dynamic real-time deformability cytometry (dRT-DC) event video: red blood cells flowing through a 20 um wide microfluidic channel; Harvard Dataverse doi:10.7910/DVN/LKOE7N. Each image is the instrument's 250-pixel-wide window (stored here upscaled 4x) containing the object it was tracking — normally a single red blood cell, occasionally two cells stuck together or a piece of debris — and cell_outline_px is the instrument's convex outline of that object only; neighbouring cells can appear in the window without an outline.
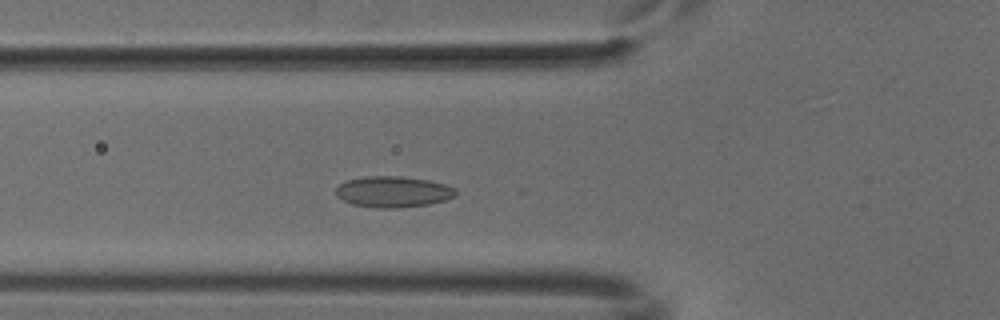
{"species": "common noctule bat (a hibernating species)", "species_latin": "Nyctalus noctula", "temperature_condition": "cold", "stored_images_in_passage": 47, "camera_frame_rate_fps": 3000, "um_per_image_px": 0.085, "animal": {"sex": "male", "body_mass_g": 18.8}, "frame": {"image": 1, "passage_image": 13, "time_ms": 4.0, "image_size_px": [1000, 320], "cell_outline_px": [[456, 196], [444, 200], [428, 204], [400, 208], [376, 208], [352, 204], [336, 196], [336, 188], [340, 184], [348, 180], [368, 176], [400, 176], [428, 180], [444, 184], [456, 188]], "centroid_in_image_um": [33.42, 16.3], "position_along_channel_um": 92.4, "area_um2": 21.62}}
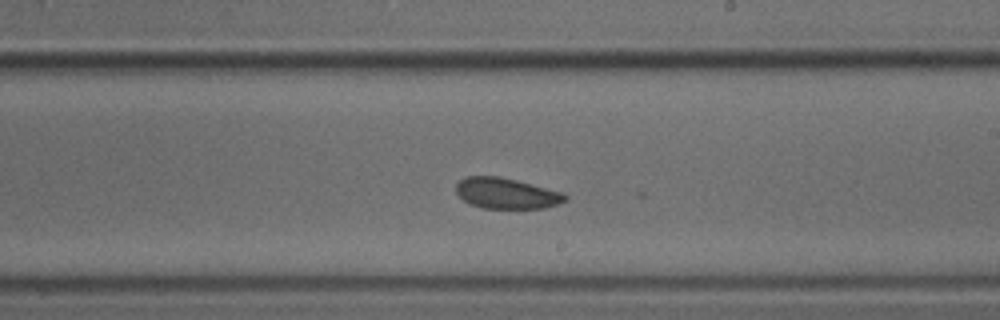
{"frame": {"image": 2, "passage_image": 25, "time_ms": 8.0, "image_size_px": [1000, 320], "cell_outline_px": [[568, 200], [544, 208], [484, 208], [472, 204], [464, 200], [456, 192], [456, 184], [464, 176], [500, 176], [564, 192], [568, 196]], "centroid_in_image_um": [43.07, 16.42], "position_along_channel_um": 245.9, "area_um2": 19.54}}
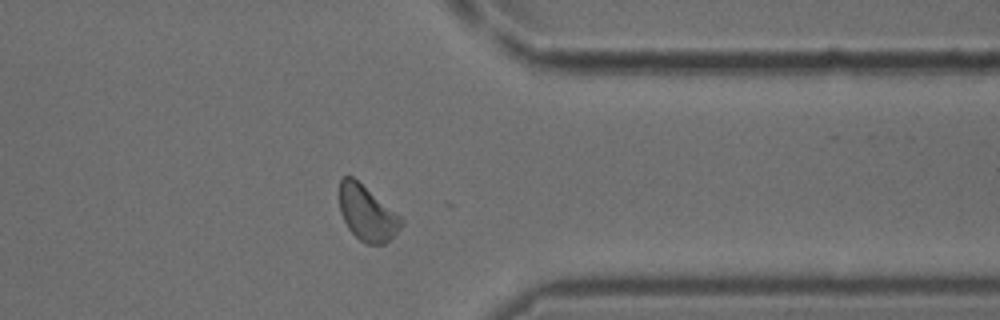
{"frame": {"image": 3, "passage_image": 36, "time_ms": 11.667, "image_size_px": [1000, 320], "cell_outline_px": [[404, 224], [384, 244], [364, 244], [348, 228], [340, 212], [340, 180], [344, 176], [352, 176], [400, 216], [404, 220]], "centroid_in_image_um": [31.19, 18.13], "position_along_channel_um": 380.2, "area_um2": 19.48}}